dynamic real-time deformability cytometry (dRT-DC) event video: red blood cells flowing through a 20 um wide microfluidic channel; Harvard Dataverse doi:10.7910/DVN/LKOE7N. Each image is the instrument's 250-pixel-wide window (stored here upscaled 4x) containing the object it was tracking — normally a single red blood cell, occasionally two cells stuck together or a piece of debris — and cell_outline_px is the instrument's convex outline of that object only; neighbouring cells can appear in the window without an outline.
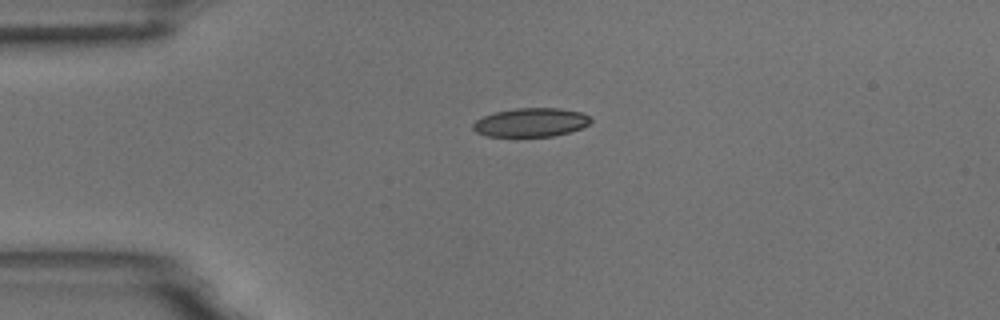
{"species": "common noctule bat (a hibernating species)", "species_latin": "Nyctalus noctula", "temperature_condition": "room temperature", "stored_images_in_passage": 2, "camera_frame_rate_fps": 3000, "um_per_image_px": 0.085, "animal": {"sex": "male", "body_mass_g": 18.8}, "frame": {"image": 1, "passage_image": 1, "time_ms": 0.0, "image_size_px": [1000, 320], "cell_outline_px": [[592, 120], [588, 124], [580, 128], [568, 132], [552, 136], [488, 136], [476, 132], [472, 128], [472, 124], [476, 120], [484, 116], [496, 112], [516, 108], [560, 108], [580, 112], [588, 116]], "centroid_in_image_um": [45.1, 10.4], "position_along_channel_um": 39.9, "area_um2": 19.48}}